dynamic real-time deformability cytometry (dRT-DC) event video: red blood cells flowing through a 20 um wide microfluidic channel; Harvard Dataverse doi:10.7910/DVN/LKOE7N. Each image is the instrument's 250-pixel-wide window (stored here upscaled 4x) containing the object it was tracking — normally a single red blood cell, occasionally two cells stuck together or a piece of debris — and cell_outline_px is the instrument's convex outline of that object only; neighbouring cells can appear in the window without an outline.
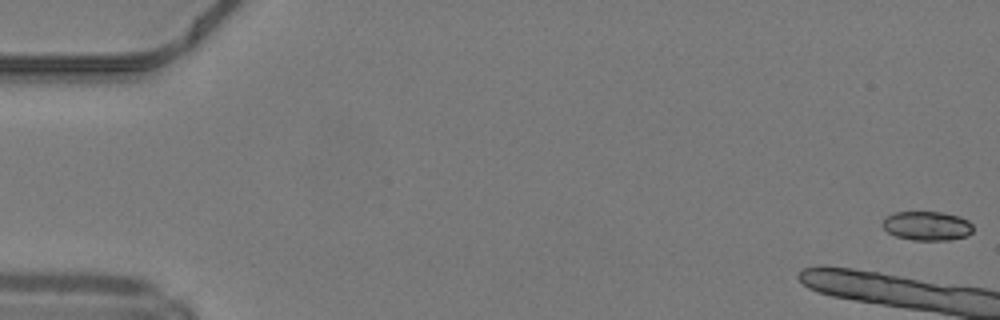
{"species": "common noctule bat (a hibernating species)", "species_latin": "Nyctalus noctula", "temperature_condition": "warm", "stored_images_in_passage": 13, "camera_frame_rate_fps": 3000, "um_per_image_px": 0.085, "animal": {"sex": "male", "body_mass_g": 19.2, "forearm_length_mm": 51.8}, "frame": {"image": 1, "passage_image": 1, "time_ms": 0.0, "image_size_px": [1000, 320], "cell_outline_px": [[972, 232], [968, 236], [952, 240], [912, 240], [896, 236], [888, 232], [884, 228], [884, 220], [888, 216], [896, 212], [944, 212], [960, 216], [968, 220], [972, 224]], "centroid_in_image_um": [78.86, 19.2], "position_along_channel_um": 6.1, "area_um2": 15.37}}